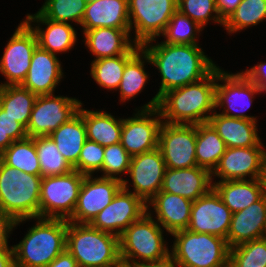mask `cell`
I'll list each match as a JSON object with an SVG mask.
<instances>
[{"label": "cell", "mask_w": 266, "mask_h": 267, "mask_svg": "<svg viewBox=\"0 0 266 267\" xmlns=\"http://www.w3.org/2000/svg\"><path fill=\"white\" fill-rule=\"evenodd\" d=\"M149 45V41L141 45L143 58L158 68L162 81L158 93L142 110L158 108L159 99L164 93L197 82L216 67L198 45L164 42Z\"/></svg>", "instance_id": "cell-1"}, {"label": "cell", "mask_w": 266, "mask_h": 267, "mask_svg": "<svg viewBox=\"0 0 266 267\" xmlns=\"http://www.w3.org/2000/svg\"><path fill=\"white\" fill-rule=\"evenodd\" d=\"M216 80L217 66L205 78L164 93L158 104L164 123L193 125L208 123L211 115L207 113L216 109Z\"/></svg>", "instance_id": "cell-2"}, {"label": "cell", "mask_w": 266, "mask_h": 267, "mask_svg": "<svg viewBox=\"0 0 266 267\" xmlns=\"http://www.w3.org/2000/svg\"><path fill=\"white\" fill-rule=\"evenodd\" d=\"M41 175L18 171L0 159V212L14 223L39 217Z\"/></svg>", "instance_id": "cell-3"}, {"label": "cell", "mask_w": 266, "mask_h": 267, "mask_svg": "<svg viewBox=\"0 0 266 267\" xmlns=\"http://www.w3.org/2000/svg\"><path fill=\"white\" fill-rule=\"evenodd\" d=\"M19 244L12 246L15 267H46L66 250L65 219L37 218Z\"/></svg>", "instance_id": "cell-4"}, {"label": "cell", "mask_w": 266, "mask_h": 267, "mask_svg": "<svg viewBox=\"0 0 266 267\" xmlns=\"http://www.w3.org/2000/svg\"><path fill=\"white\" fill-rule=\"evenodd\" d=\"M66 250L78 267H118L119 237L93 228L90 224H67Z\"/></svg>", "instance_id": "cell-5"}, {"label": "cell", "mask_w": 266, "mask_h": 267, "mask_svg": "<svg viewBox=\"0 0 266 267\" xmlns=\"http://www.w3.org/2000/svg\"><path fill=\"white\" fill-rule=\"evenodd\" d=\"M146 212L119 236V255L122 264L157 263L170 259L161 225ZM141 260L140 262L137 261Z\"/></svg>", "instance_id": "cell-6"}, {"label": "cell", "mask_w": 266, "mask_h": 267, "mask_svg": "<svg viewBox=\"0 0 266 267\" xmlns=\"http://www.w3.org/2000/svg\"><path fill=\"white\" fill-rule=\"evenodd\" d=\"M170 260L174 267H218L229 261L227 240L189 230L177 231Z\"/></svg>", "instance_id": "cell-7"}, {"label": "cell", "mask_w": 266, "mask_h": 267, "mask_svg": "<svg viewBox=\"0 0 266 267\" xmlns=\"http://www.w3.org/2000/svg\"><path fill=\"white\" fill-rule=\"evenodd\" d=\"M84 177L77 170L64 175L43 177L39 218L68 220L75 210Z\"/></svg>", "instance_id": "cell-8"}, {"label": "cell", "mask_w": 266, "mask_h": 267, "mask_svg": "<svg viewBox=\"0 0 266 267\" xmlns=\"http://www.w3.org/2000/svg\"><path fill=\"white\" fill-rule=\"evenodd\" d=\"M178 0H128L130 31L134 25L135 39L132 43L142 45L156 41L177 11ZM133 20V21H132Z\"/></svg>", "instance_id": "cell-9"}, {"label": "cell", "mask_w": 266, "mask_h": 267, "mask_svg": "<svg viewBox=\"0 0 266 267\" xmlns=\"http://www.w3.org/2000/svg\"><path fill=\"white\" fill-rule=\"evenodd\" d=\"M128 181L122 180V188L92 220L90 225L101 231L120 236L130 224L139 220L149 210V206L128 189ZM114 231V232H113Z\"/></svg>", "instance_id": "cell-10"}, {"label": "cell", "mask_w": 266, "mask_h": 267, "mask_svg": "<svg viewBox=\"0 0 266 267\" xmlns=\"http://www.w3.org/2000/svg\"><path fill=\"white\" fill-rule=\"evenodd\" d=\"M158 148L166 168H192L196 161V125L162 123Z\"/></svg>", "instance_id": "cell-11"}, {"label": "cell", "mask_w": 266, "mask_h": 267, "mask_svg": "<svg viewBox=\"0 0 266 267\" xmlns=\"http://www.w3.org/2000/svg\"><path fill=\"white\" fill-rule=\"evenodd\" d=\"M81 104L76 98L54 96L53 94L37 96L26 127L27 136L50 135L61 124L74 117Z\"/></svg>", "instance_id": "cell-12"}, {"label": "cell", "mask_w": 266, "mask_h": 267, "mask_svg": "<svg viewBox=\"0 0 266 267\" xmlns=\"http://www.w3.org/2000/svg\"><path fill=\"white\" fill-rule=\"evenodd\" d=\"M37 46L35 32L25 21L21 22L9 40L0 60V72L8 81L0 86L23 83Z\"/></svg>", "instance_id": "cell-13"}, {"label": "cell", "mask_w": 266, "mask_h": 267, "mask_svg": "<svg viewBox=\"0 0 266 267\" xmlns=\"http://www.w3.org/2000/svg\"><path fill=\"white\" fill-rule=\"evenodd\" d=\"M224 81L225 84L216 83L215 87V108L224 107L222 115L257 121L253 116L244 114L252 103L254 94L261 93L259 88L244 73L230 74L217 67V81ZM246 102V103H245ZM241 105V106H240ZM232 111L241 112L238 114Z\"/></svg>", "instance_id": "cell-14"}, {"label": "cell", "mask_w": 266, "mask_h": 267, "mask_svg": "<svg viewBox=\"0 0 266 267\" xmlns=\"http://www.w3.org/2000/svg\"><path fill=\"white\" fill-rule=\"evenodd\" d=\"M122 181L115 178L84 177L78 201L72 216L67 220L77 224H90L92 220L108 206L122 188Z\"/></svg>", "instance_id": "cell-15"}, {"label": "cell", "mask_w": 266, "mask_h": 267, "mask_svg": "<svg viewBox=\"0 0 266 267\" xmlns=\"http://www.w3.org/2000/svg\"><path fill=\"white\" fill-rule=\"evenodd\" d=\"M231 218V210L223 203L216 190L212 188L192 203L187 230L211 234L227 240Z\"/></svg>", "instance_id": "cell-16"}, {"label": "cell", "mask_w": 266, "mask_h": 267, "mask_svg": "<svg viewBox=\"0 0 266 267\" xmlns=\"http://www.w3.org/2000/svg\"><path fill=\"white\" fill-rule=\"evenodd\" d=\"M137 112L134 117L122 119L120 143L131 156L149 152L158 147L159 131L163 123L158 108ZM152 116L155 117L152 118Z\"/></svg>", "instance_id": "cell-17"}, {"label": "cell", "mask_w": 266, "mask_h": 267, "mask_svg": "<svg viewBox=\"0 0 266 267\" xmlns=\"http://www.w3.org/2000/svg\"><path fill=\"white\" fill-rule=\"evenodd\" d=\"M166 170L160 149L132 156L128 173L131 176L134 194L146 204L161 191Z\"/></svg>", "instance_id": "cell-18"}, {"label": "cell", "mask_w": 266, "mask_h": 267, "mask_svg": "<svg viewBox=\"0 0 266 267\" xmlns=\"http://www.w3.org/2000/svg\"><path fill=\"white\" fill-rule=\"evenodd\" d=\"M264 151L263 146L226 148L211 174L220 181L261 179Z\"/></svg>", "instance_id": "cell-19"}, {"label": "cell", "mask_w": 266, "mask_h": 267, "mask_svg": "<svg viewBox=\"0 0 266 267\" xmlns=\"http://www.w3.org/2000/svg\"><path fill=\"white\" fill-rule=\"evenodd\" d=\"M212 179L210 171L198 166L166 168L160 192L177 194L194 202L213 188Z\"/></svg>", "instance_id": "cell-20"}, {"label": "cell", "mask_w": 266, "mask_h": 267, "mask_svg": "<svg viewBox=\"0 0 266 267\" xmlns=\"http://www.w3.org/2000/svg\"><path fill=\"white\" fill-rule=\"evenodd\" d=\"M266 231V193L243 210L232 213L230 229L227 234L228 246L264 238Z\"/></svg>", "instance_id": "cell-21"}, {"label": "cell", "mask_w": 266, "mask_h": 267, "mask_svg": "<svg viewBox=\"0 0 266 267\" xmlns=\"http://www.w3.org/2000/svg\"><path fill=\"white\" fill-rule=\"evenodd\" d=\"M62 77V67L56 54L37 46L27 76L21 85L37 96L49 95L54 93Z\"/></svg>", "instance_id": "cell-22"}, {"label": "cell", "mask_w": 266, "mask_h": 267, "mask_svg": "<svg viewBox=\"0 0 266 267\" xmlns=\"http://www.w3.org/2000/svg\"><path fill=\"white\" fill-rule=\"evenodd\" d=\"M83 32L85 45L96 56L95 60L137 53L141 49V45L129 41L130 29L99 27Z\"/></svg>", "instance_id": "cell-23"}, {"label": "cell", "mask_w": 266, "mask_h": 267, "mask_svg": "<svg viewBox=\"0 0 266 267\" xmlns=\"http://www.w3.org/2000/svg\"><path fill=\"white\" fill-rule=\"evenodd\" d=\"M192 203L180 195L159 192L147 204L154 207L157 222L161 224L163 229L173 234L187 229Z\"/></svg>", "instance_id": "cell-24"}, {"label": "cell", "mask_w": 266, "mask_h": 267, "mask_svg": "<svg viewBox=\"0 0 266 267\" xmlns=\"http://www.w3.org/2000/svg\"><path fill=\"white\" fill-rule=\"evenodd\" d=\"M128 0H98L86 4L83 30L99 27L130 29Z\"/></svg>", "instance_id": "cell-25"}, {"label": "cell", "mask_w": 266, "mask_h": 267, "mask_svg": "<svg viewBox=\"0 0 266 267\" xmlns=\"http://www.w3.org/2000/svg\"><path fill=\"white\" fill-rule=\"evenodd\" d=\"M214 112L208 123L223 139L227 148L262 146L257 133V121L228 117Z\"/></svg>", "instance_id": "cell-26"}, {"label": "cell", "mask_w": 266, "mask_h": 267, "mask_svg": "<svg viewBox=\"0 0 266 267\" xmlns=\"http://www.w3.org/2000/svg\"><path fill=\"white\" fill-rule=\"evenodd\" d=\"M25 22L35 32L38 46L50 53L67 52L73 48L77 35L73 26L69 23L49 20L43 17L39 12L34 15H27ZM31 22L42 23L47 25L45 30L39 26L32 27Z\"/></svg>", "instance_id": "cell-27"}, {"label": "cell", "mask_w": 266, "mask_h": 267, "mask_svg": "<svg viewBox=\"0 0 266 267\" xmlns=\"http://www.w3.org/2000/svg\"><path fill=\"white\" fill-rule=\"evenodd\" d=\"M213 188L232 213L247 208L266 193L261 179L219 181Z\"/></svg>", "instance_id": "cell-28"}, {"label": "cell", "mask_w": 266, "mask_h": 267, "mask_svg": "<svg viewBox=\"0 0 266 267\" xmlns=\"http://www.w3.org/2000/svg\"><path fill=\"white\" fill-rule=\"evenodd\" d=\"M49 136L56 143L58 151L73 167L78 162L81 149L87 140L86 126L82 115L78 112Z\"/></svg>", "instance_id": "cell-29"}, {"label": "cell", "mask_w": 266, "mask_h": 267, "mask_svg": "<svg viewBox=\"0 0 266 267\" xmlns=\"http://www.w3.org/2000/svg\"><path fill=\"white\" fill-rule=\"evenodd\" d=\"M86 126L87 139L100 144L103 147L120 142L122 119L102 111H89L82 108L78 111Z\"/></svg>", "instance_id": "cell-30"}, {"label": "cell", "mask_w": 266, "mask_h": 267, "mask_svg": "<svg viewBox=\"0 0 266 267\" xmlns=\"http://www.w3.org/2000/svg\"><path fill=\"white\" fill-rule=\"evenodd\" d=\"M226 144L209 123L196 124V161L211 173L226 151Z\"/></svg>", "instance_id": "cell-31"}, {"label": "cell", "mask_w": 266, "mask_h": 267, "mask_svg": "<svg viewBox=\"0 0 266 267\" xmlns=\"http://www.w3.org/2000/svg\"><path fill=\"white\" fill-rule=\"evenodd\" d=\"M37 95L22 85L0 86V107L27 127Z\"/></svg>", "instance_id": "cell-32"}, {"label": "cell", "mask_w": 266, "mask_h": 267, "mask_svg": "<svg viewBox=\"0 0 266 267\" xmlns=\"http://www.w3.org/2000/svg\"><path fill=\"white\" fill-rule=\"evenodd\" d=\"M0 159L18 171L41 175L39 159L33 137L14 141L0 155Z\"/></svg>", "instance_id": "cell-33"}, {"label": "cell", "mask_w": 266, "mask_h": 267, "mask_svg": "<svg viewBox=\"0 0 266 267\" xmlns=\"http://www.w3.org/2000/svg\"><path fill=\"white\" fill-rule=\"evenodd\" d=\"M40 164L41 176H56L70 173L71 164L58 151L56 143L48 136L33 137Z\"/></svg>", "instance_id": "cell-34"}, {"label": "cell", "mask_w": 266, "mask_h": 267, "mask_svg": "<svg viewBox=\"0 0 266 267\" xmlns=\"http://www.w3.org/2000/svg\"><path fill=\"white\" fill-rule=\"evenodd\" d=\"M136 53H125L115 57L93 60L91 63V76L99 84L111 90H118L126 63Z\"/></svg>", "instance_id": "cell-35"}, {"label": "cell", "mask_w": 266, "mask_h": 267, "mask_svg": "<svg viewBox=\"0 0 266 267\" xmlns=\"http://www.w3.org/2000/svg\"><path fill=\"white\" fill-rule=\"evenodd\" d=\"M266 19V0H242L236 10L224 22L230 33L256 25Z\"/></svg>", "instance_id": "cell-36"}, {"label": "cell", "mask_w": 266, "mask_h": 267, "mask_svg": "<svg viewBox=\"0 0 266 267\" xmlns=\"http://www.w3.org/2000/svg\"><path fill=\"white\" fill-rule=\"evenodd\" d=\"M141 58L143 60L142 48L125 65L123 77L118 88L123 102L141 92L148 81V75L144 71L145 61H142Z\"/></svg>", "instance_id": "cell-37"}, {"label": "cell", "mask_w": 266, "mask_h": 267, "mask_svg": "<svg viewBox=\"0 0 266 267\" xmlns=\"http://www.w3.org/2000/svg\"><path fill=\"white\" fill-rule=\"evenodd\" d=\"M85 9V0H46L38 12L49 20L81 25Z\"/></svg>", "instance_id": "cell-38"}, {"label": "cell", "mask_w": 266, "mask_h": 267, "mask_svg": "<svg viewBox=\"0 0 266 267\" xmlns=\"http://www.w3.org/2000/svg\"><path fill=\"white\" fill-rule=\"evenodd\" d=\"M229 261L232 267H266V238L231 247Z\"/></svg>", "instance_id": "cell-39"}, {"label": "cell", "mask_w": 266, "mask_h": 267, "mask_svg": "<svg viewBox=\"0 0 266 267\" xmlns=\"http://www.w3.org/2000/svg\"><path fill=\"white\" fill-rule=\"evenodd\" d=\"M201 29L203 28L196 22L177 10L161 35L166 37L164 43L198 45L195 36L202 31Z\"/></svg>", "instance_id": "cell-40"}, {"label": "cell", "mask_w": 266, "mask_h": 267, "mask_svg": "<svg viewBox=\"0 0 266 267\" xmlns=\"http://www.w3.org/2000/svg\"><path fill=\"white\" fill-rule=\"evenodd\" d=\"M177 10L202 28L209 20L224 25V21L220 18L216 9V0H178ZM213 12L216 15L212 17Z\"/></svg>", "instance_id": "cell-41"}, {"label": "cell", "mask_w": 266, "mask_h": 267, "mask_svg": "<svg viewBox=\"0 0 266 267\" xmlns=\"http://www.w3.org/2000/svg\"><path fill=\"white\" fill-rule=\"evenodd\" d=\"M131 158L132 156L125 150L120 142L104 147V160L101 171H103L105 175L101 177L115 178L122 181L123 178L117 175L122 172L128 173Z\"/></svg>", "instance_id": "cell-42"}, {"label": "cell", "mask_w": 266, "mask_h": 267, "mask_svg": "<svg viewBox=\"0 0 266 267\" xmlns=\"http://www.w3.org/2000/svg\"><path fill=\"white\" fill-rule=\"evenodd\" d=\"M103 160L104 147L87 139L81 149L78 162L73 166V169L85 176L92 175L95 171H101Z\"/></svg>", "instance_id": "cell-43"}, {"label": "cell", "mask_w": 266, "mask_h": 267, "mask_svg": "<svg viewBox=\"0 0 266 267\" xmlns=\"http://www.w3.org/2000/svg\"><path fill=\"white\" fill-rule=\"evenodd\" d=\"M0 130L13 141L27 138L26 128L0 107Z\"/></svg>", "instance_id": "cell-44"}, {"label": "cell", "mask_w": 266, "mask_h": 267, "mask_svg": "<svg viewBox=\"0 0 266 267\" xmlns=\"http://www.w3.org/2000/svg\"><path fill=\"white\" fill-rule=\"evenodd\" d=\"M255 85L259 88L260 92H266V63L257 64L249 70L243 72Z\"/></svg>", "instance_id": "cell-45"}, {"label": "cell", "mask_w": 266, "mask_h": 267, "mask_svg": "<svg viewBox=\"0 0 266 267\" xmlns=\"http://www.w3.org/2000/svg\"><path fill=\"white\" fill-rule=\"evenodd\" d=\"M241 2L242 0H216V9L220 18L225 22Z\"/></svg>", "instance_id": "cell-46"}, {"label": "cell", "mask_w": 266, "mask_h": 267, "mask_svg": "<svg viewBox=\"0 0 266 267\" xmlns=\"http://www.w3.org/2000/svg\"><path fill=\"white\" fill-rule=\"evenodd\" d=\"M13 221L0 212V249L8 247V235L12 231Z\"/></svg>", "instance_id": "cell-47"}, {"label": "cell", "mask_w": 266, "mask_h": 267, "mask_svg": "<svg viewBox=\"0 0 266 267\" xmlns=\"http://www.w3.org/2000/svg\"><path fill=\"white\" fill-rule=\"evenodd\" d=\"M46 267H78L75 258L65 250Z\"/></svg>", "instance_id": "cell-48"}, {"label": "cell", "mask_w": 266, "mask_h": 267, "mask_svg": "<svg viewBox=\"0 0 266 267\" xmlns=\"http://www.w3.org/2000/svg\"><path fill=\"white\" fill-rule=\"evenodd\" d=\"M0 267H15L13 248L0 249Z\"/></svg>", "instance_id": "cell-49"}, {"label": "cell", "mask_w": 266, "mask_h": 267, "mask_svg": "<svg viewBox=\"0 0 266 267\" xmlns=\"http://www.w3.org/2000/svg\"><path fill=\"white\" fill-rule=\"evenodd\" d=\"M131 267H174L171 260H164L157 263H139L132 265Z\"/></svg>", "instance_id": "cell-50"}, {"label": "cell", "mask_w": 266, "mask_h": 267, "mask_svg": "<svg viewBox=\"0 0 266 267\" xmlns=\"http://www.w3.org/2000/svg\"><path fill=\"white\" fill-rule=\"evenodd\" d=\"M14 141L9 137V135H5L0 130V155L7 149Z\"/></svg>", "instance_id": "cell-51"}, {"label": "cell", "mask_w": 266, "mask_h": 267, "mask_svg": "<svg viewBox=\"0 0 266 267\" xmlns=\"http://www.w3.org/2000/svg\"><path fill=\"white\" fill-rule=\"evenodd\" d=\"M262 184L266 191V150L263 154V166H262V177H261Z\"/></svg>", "instance_id": "cell-52"}, {"label": "cell", "mask_w": 266, "mask_h": 267, "mask_svg": "<svg viewBox=\"0 0 266 267\" xmlns=\"http://www.w3.org/2000/svg\"><path fill=\"white\" fill-rule=\"evenodd\" d=\"M218 267H232V265H231L230 261H228V262H226L223 265L218 266Z\"/></svg>", "instance_id": "cell-53"}, {"label": "cell", "mask_w": 266, "mask_h": 267, "mask_svg": "<svg viewBox=\"0 0 266 267\" xmlns=\"http://www.w3.org/2000/svg\"><path fill=\"white\" fill-rule=\"evenodd\" d=\"M95 1H98V0H85L86 4H89V3H92V2H95Z\"/></svg>", "instance_id": "cell-54"}, {"label": "cell", "mask_w": 266, "mask_h": 267, "mask_svg": "<svg viewBox=\"0 0 266 267\" xmlns=\"http://www.w3.org/2000/svg\"><path fill=\"white\" fill-rule=\"evenodd\" d=\"M118 267H131V266H128V265H125V264H120Z\"/></svg>", "instance_id": "cell-55"}]
</instances>
